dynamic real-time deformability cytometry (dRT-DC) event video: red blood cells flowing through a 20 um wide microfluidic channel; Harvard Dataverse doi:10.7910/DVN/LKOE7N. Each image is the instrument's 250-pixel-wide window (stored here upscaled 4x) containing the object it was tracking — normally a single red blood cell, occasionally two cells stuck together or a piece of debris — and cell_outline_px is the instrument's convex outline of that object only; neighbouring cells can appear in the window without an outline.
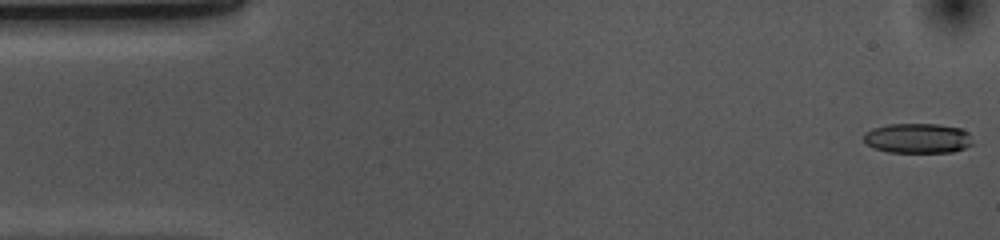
{"species": "common noctule bat (a hibernating species)", "species_latin": "Nyctalus noctula", "temperature_condition": "cold", "stored_images_in_passage": 53, "camera_frame_rate_fps": 3000, "um_per_image_px": 0.085, "animal": {"sex": "female", "body_mass_g": 10.0, "forearm_length_mm": 53.1}, "frame": {"image": 1, "passage_image": 1, "time_ms": 0.0, "image_size_px": [1000, 240], "cell_outline_px": [[972, 144], [964, 148], [952, 152], [888, 152], [876, 148], [868, 144], [864, 140], [864, 132], [872, 128], [888, 124], [936, 124], [960, 128], [968, 132]], "centroid_in_image_um": [77.99, 11.74], "position_along_channel_um": 7.0, "area_um2": 18.84}}
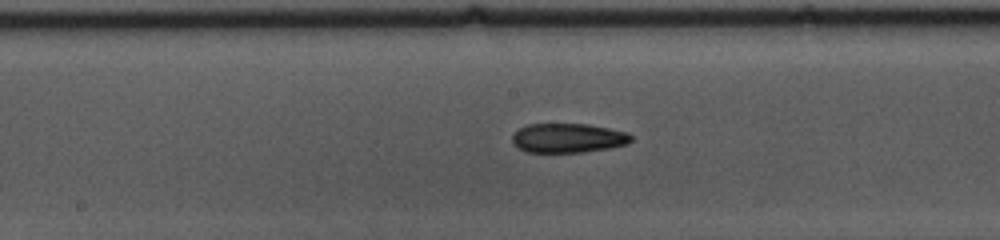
{"frame": {"image": 2, "passage_image": 26, "time_ms": 8.333, "image_size_px": [1000, 240], "cell_outline_px": [[632, 140], [628, 144], [608, 148], [580, 152], [528, 152], [520, 148], [512, 140], [512, 136], [520, 128], [528, 124], [588, 124], [628, 132], [632, 136]], "centroid_in_image_um": [48.32, 11.72], "position_along_channel_um": 199.9, "area_um2": 20.11}}
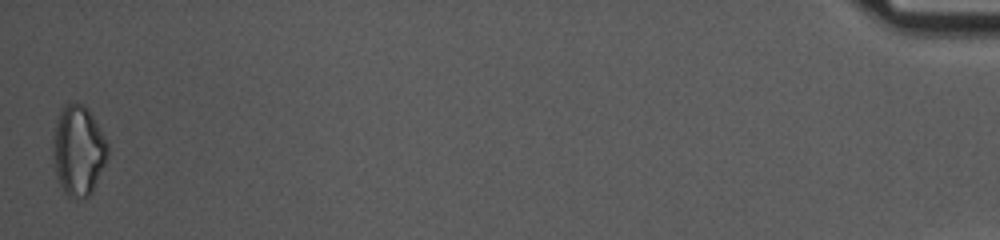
{"frame": {"image": 3, "passage_image": 53, "time_ms": 17.333, "image_size_px": [1000, 240], "cell_outline_px": [[108, 156], [92, 192], [84, 200], [68, 196], [64, 192], [56, 176], [52, 148], [52, 132], [60, 108], [68, 100], [84, 104], [88, 108], [108, 144]], "centroid_in_image_um": [6.62, 12.75], "position_along_channel_um": 428.6, "area_um2": 29.25}, "authors_computed_cell_mechanics": {"area_um2": 20.5768, "velocity_mm_per_s": 3.661, "shape_relaxation_time_tau1_ms": 7.7039, "shape_relaxation_time_tau2_ms": 11.3345, "deformation_change_tau1": 0.182, "deformation_change_tau2": 0.2319}}